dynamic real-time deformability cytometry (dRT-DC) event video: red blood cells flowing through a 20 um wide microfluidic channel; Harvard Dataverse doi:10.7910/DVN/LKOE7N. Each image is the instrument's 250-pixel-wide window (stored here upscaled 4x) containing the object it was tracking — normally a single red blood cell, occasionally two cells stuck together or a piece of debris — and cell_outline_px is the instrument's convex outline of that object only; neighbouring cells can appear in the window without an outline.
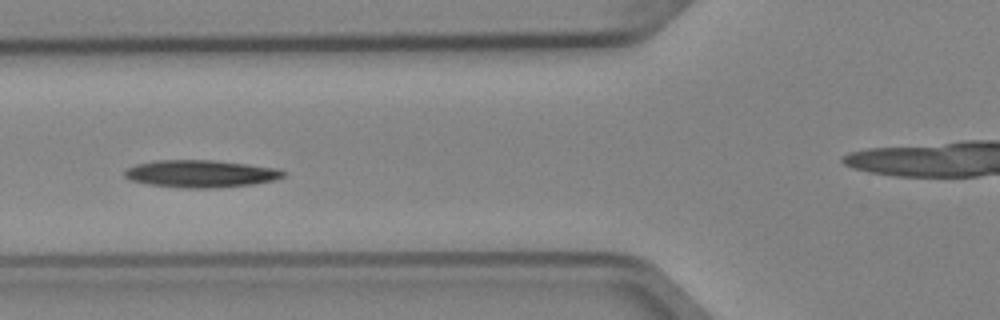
{"species": "Egyptian fruit bat (a non-hibernating species)", "species_latin": "Rousettus aegyptiacus", "temperature_condition": "cold", "stored_images_in_passage": 4, "camera_frame_rate_fps": 3000, "um_per_image_px": 0.085, "animal": {"sex": "female"}, "frame": {"image": 1, "passage_image": 4, "time_ms": 1.0, "image_size_px": [1000, 320], "cell_outline_px": [[288, 172], [284, 176], [272, 180], [252, 184], [216, 188], [184, 188], [148, 184], [128, 180], [124, 176], [124, 172], [128, 168], [136, 164], [156, 160], [212, 160], [248, 164], [276, 168]], "centroid_in_image_um": [17.04, 14.76], "position_along_channel_um": 108.8, "area_um2": 25.32}}